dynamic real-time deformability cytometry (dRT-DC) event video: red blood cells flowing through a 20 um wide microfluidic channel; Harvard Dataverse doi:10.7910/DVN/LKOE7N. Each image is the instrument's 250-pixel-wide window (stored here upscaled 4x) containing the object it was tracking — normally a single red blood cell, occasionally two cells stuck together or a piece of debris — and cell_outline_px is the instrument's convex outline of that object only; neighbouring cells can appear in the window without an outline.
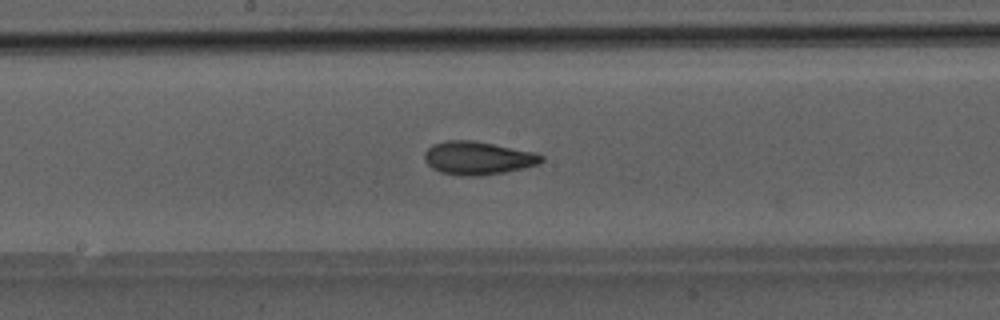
{"species": "Egyptian fruit bat (a non-hibernating species)", "species_latin": "Rousettus aegyptiacus", "temperature_condition": "room temperature", "stored_images_in_passage": 21, "camera_frame_rate_fps": 3000, "um_per_image_px": 0.085, "animal": {"sex": "male"}, "frame": {"image": 1, "passage_image": 14, "time_ms": 4.333, "image_size_px": [1000, 320], "cell_outline_px": [[544, 160], [540, 164], [524, 168], [504, 172], [480, 176], [468, 176], [440, 172], [432, 168], [424, 160], [424, 152], [432, 144], [444, 140], [472, 140], [536, 152], [544, 156]], "centroid_in_image_um": [40.63, 13.43], "position_along_channel_um": 207.6, "area_um2": 22.77}}
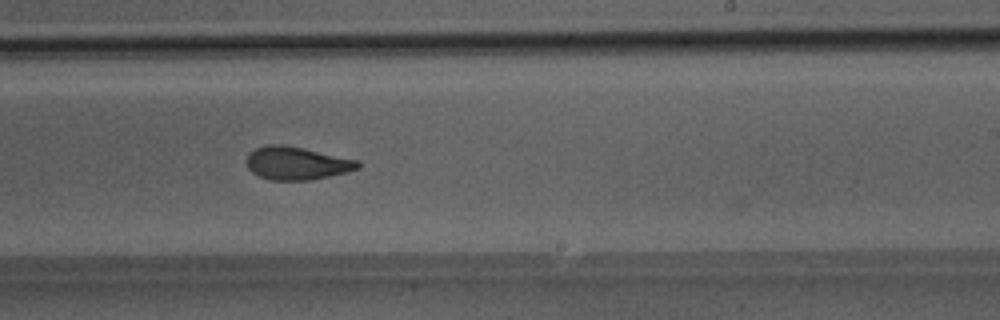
{"frame": {"image": 2, "passage_image": 18, "time_ms": 5.667, "image_size_px": [1000, 320], "cell_outline_px": [[360, 168], [348, 172], [312, 180], [272, 180], [260, 176], [252, 172], [248, 168], [244, 160], [248, 152], [256, 148], [268, 144], [280, 144], [300, 148], [356, 160], [360, 164]], "centroid_in_image_um": [25.16, 13.88], "position_along_channel_um": 263.8, "area_um2": 21.27}}